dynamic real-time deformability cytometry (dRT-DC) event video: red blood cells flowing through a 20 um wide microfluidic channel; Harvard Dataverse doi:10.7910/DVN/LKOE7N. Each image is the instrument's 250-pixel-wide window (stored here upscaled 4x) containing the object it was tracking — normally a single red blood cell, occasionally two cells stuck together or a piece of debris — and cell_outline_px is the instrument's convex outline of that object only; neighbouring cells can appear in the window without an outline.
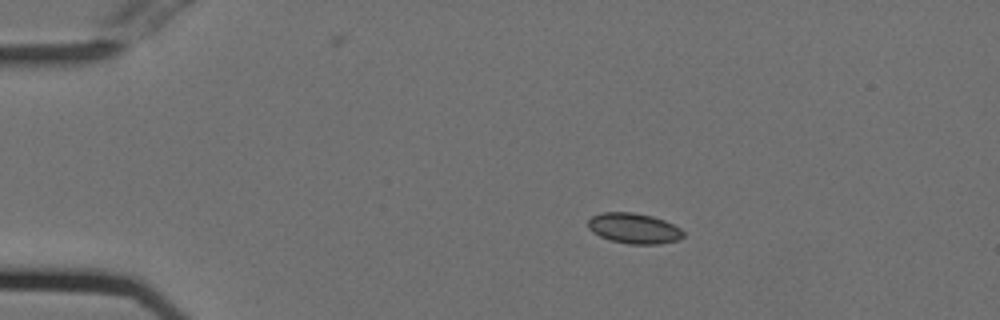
{"species": "Egyptian fruit bat (a non-hibernating species)", "species_latin": "Rousettus aegyptiacus", "temperature_condition": "cold", "stored_images_in_passage": 13, "camera_frame_rate_fps": 3000, "um_per_image_px": 0.085, "animal": {"sex": "female"}, "frame": {"image": 1, "passage_image": 1, "time_ms": 0.0, "image_size_px": [1000, 320], "cell_outline_px": [[684, 236], [680, 240], [660, 244], [628, 244], [612, 240], [600, 236], [592, 232], [588, 228], [588, 220], [592, 216], [604, 212], [632, 212], [652, 216], [664, 220], [680, 228], [684, 232]], "centroid_in_image_um": [53.9, 19.41], "position_along_channel_um": 31.1, "area_um2": 16.94}}
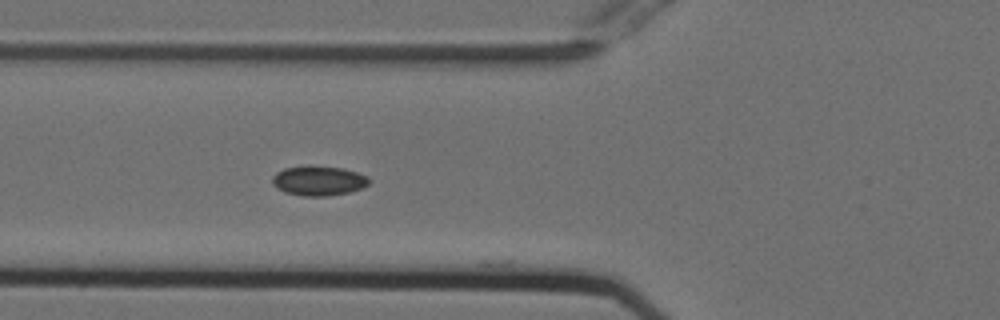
{"frame": {"image": 2, "passage_image": 11, "time_ms": 3.333, "image_size_px": [1000, 320], "cell_outline_px": [[368, 184], [360, 188], [348, 192], [328, 196], [300, 196], [284, 192], [276, 188], [272, 184], [272, 176], [276, 172], [284, 168], [344, 168], [368, 176]], "centroid_in_image_um": [27.04, 15.4], "position_along_channel_um": 98.8, "area_um2": 16.18}}